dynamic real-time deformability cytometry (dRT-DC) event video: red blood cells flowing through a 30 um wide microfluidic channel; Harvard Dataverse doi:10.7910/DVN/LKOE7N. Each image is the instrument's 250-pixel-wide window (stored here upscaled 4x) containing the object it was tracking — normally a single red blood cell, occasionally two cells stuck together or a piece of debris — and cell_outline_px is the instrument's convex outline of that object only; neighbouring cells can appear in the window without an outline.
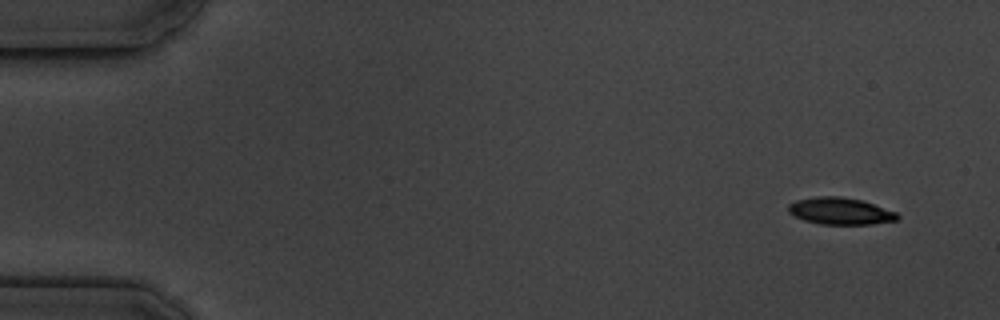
{"species": "common noctule bat (a hibernating species)", "species_latin": "Nyctalus noctula", "temperature_condition": "cold", "stored_images_in_passage": 5, "segment_of_instrument_passage": [1, 2], "camera_frame_rate_fps": 3000, "um_per_image_px": 0.085, "animal": {"sex": "male", "body_mass_g": 19.5, "forearm_length_mm": 54.6}, "frame": {"image": 1, "passage_image": 1, "time_ms": 0.0, "image_size_px": [1000, 320], "cell_outline_px": [[900, 216], [896, 220], [872, 224], [820, 224], [804, 220], [788, 212], [788, 204], [796, 200], [816, 196], [840, 196], [860, 200], [896, 212]], "centroid_in_image_um": [71.39, 17.94], "position_along_channel_um": 13.6, "area_um2": 16.94}}